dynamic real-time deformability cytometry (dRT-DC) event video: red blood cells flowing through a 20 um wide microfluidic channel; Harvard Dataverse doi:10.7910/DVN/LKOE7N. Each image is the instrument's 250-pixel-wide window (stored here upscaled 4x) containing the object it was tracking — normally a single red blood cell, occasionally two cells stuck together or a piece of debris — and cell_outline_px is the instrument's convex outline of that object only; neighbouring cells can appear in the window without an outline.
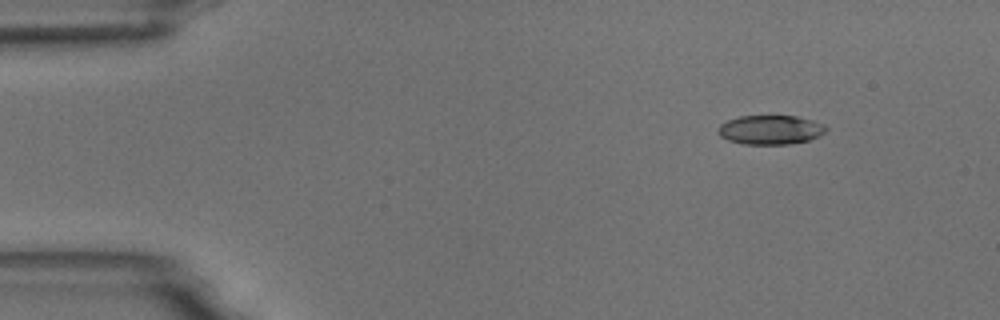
{"species": "common noctule bat (a hibernating species)", "species_latin": "Nyctalus noctula", "temperature_condition": "room temperature", "stored_images_in_passage": 3, "camera_frame_rate_fps": 3000, "um_per_image_px": 0.085, "animal": {"sex": "male", "body_mass_g": 18.8}, "frame": {"image": 1, "passage_image": 3, "time_ms": 2.333, "image_size_px": [1000, 320], "cell_outline_px": [[828, 128], [820, 136], [808, 140], [788, 144], [744, 144], [728, 140], [720, 136], [716, 132], [716, 128], [720, 124], [728, 120], [740, 116], [796, 116], [812, 120], [824, 124]], "centroid_in_image_um": [65.46, 11.03], "position_along_channel_um": 19.5, "area_um2": 18.44}}